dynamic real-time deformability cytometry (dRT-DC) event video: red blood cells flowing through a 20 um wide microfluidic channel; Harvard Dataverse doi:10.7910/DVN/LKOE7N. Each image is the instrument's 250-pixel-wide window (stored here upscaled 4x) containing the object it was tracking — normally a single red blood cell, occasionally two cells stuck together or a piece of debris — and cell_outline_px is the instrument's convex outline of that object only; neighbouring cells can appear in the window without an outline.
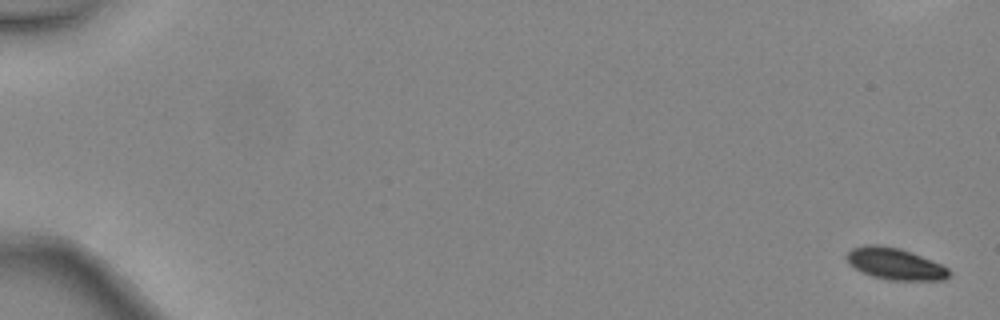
{"species": "common noctule bat (a hibernating species)", "species_latin": "Nyctalus noctula", "temperature_condition": "warm", "stored_images_in_passage": 6, "camera_frame_rate_fps": 3000, "um_per_image_px": 0.085, "animal": {"sex": "female", "body_mass_g": 24.6, "forearm_length_mm": 56.2}, "frame": {"image": 1, "passage_image": 1, "time_ms": 0.0, "image_size_px": [1000, 320], "cell_outline_px": [[952, 272], [944, 280], [892, 280], [872, 276], [848, 264], [844, 256], [852, 248], [864, 244], [880, 244], [900, 248], [912, 252], [932, 260], [948, 268]], "centroid_in_image_um": [76.06, 22.4], "position_along_channel_um": 8.9, "area_um2": 19.02}}
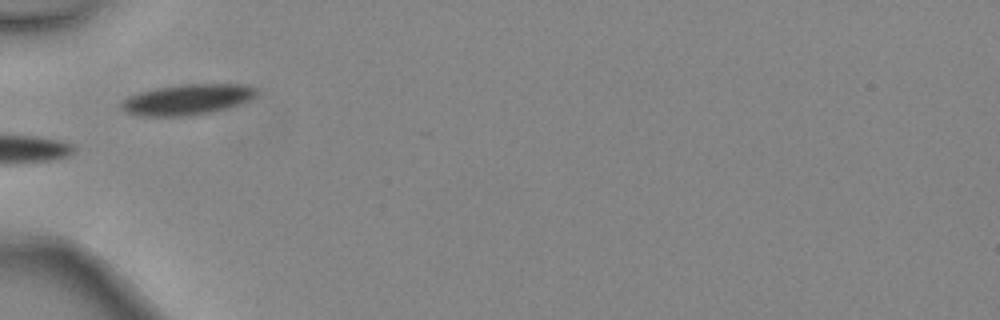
{"frame": {"image": 2, "passage_image": 5, "time_ms": 1.333, "image_size_px": [1000, 320], "cell_outline_px": [[256, 92], [248, 100], [240, 104], [212, 112], [184, 116], [140, 116], [124, 112], [120, 108], [120, 104], [128, 96], [140, 92], [156, 88], [180, 84], [240, 84], [252, 88]], "centroid_in_image_um": [15.82, 8.47], "position_along_channel_um": 69.2, "area_um2": 23.87}}
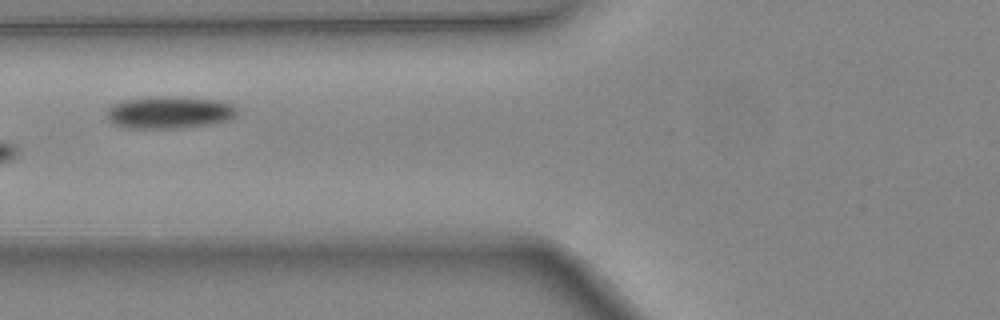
{"frame": {"image": 3, "passage_image": 6, "time_ms": 1.667, "image_size_px": [1000, 320], "cell_outline_px": [[236, 116], [228, 120], [208, 124], [176, 128], [124, 128], [112, 124], [108, 120], [104, 112], [112, 104], [124, 100], [156, 96], [172, 96], [220, 100], [232, 104], [236, 108]], "centroid_in_image_um": [14.33, 9.55], "position_along_channel_um": 111.5, "area_um2": 24.74}}